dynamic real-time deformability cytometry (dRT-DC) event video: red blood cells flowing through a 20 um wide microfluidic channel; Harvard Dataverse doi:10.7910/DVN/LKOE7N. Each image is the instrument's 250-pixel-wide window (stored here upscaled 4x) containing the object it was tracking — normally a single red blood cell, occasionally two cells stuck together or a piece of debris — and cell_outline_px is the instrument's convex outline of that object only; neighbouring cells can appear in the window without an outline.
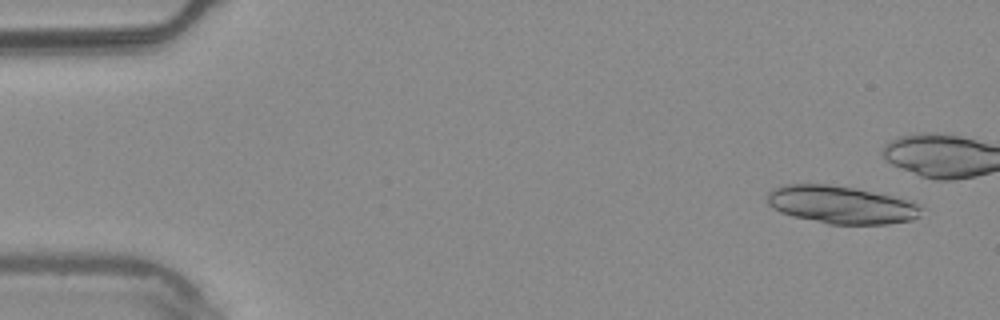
{"species": "common noctule bat (a hibernating species)", "species_latin": "Nyctalus noctula", "temperature_condition": "warm", "stored_images_in_passage": 5, "camera_frame_rate_fps": 3000, "um_per_image_px": 0.085, "animal": {"sex": "male", "body_mass_g": 20.4}, "frame": {"image": 1, "passage_image": 1, "time_ms": 0.0, "image_size_px": [1000, 320], "cell_outline_px": [[920, 216], [912, 220], [888, 224], [828, 224], [792, 216], [780, 212], [772, 208], [768, 204], [768, 192], [772, 188], [788, 184], [828, 184], [856, 188], [892, 196], [916, 204], [920, 208]], "centroid_in_image_um": [71.44, 17.41], "position_along_channel_um": 13.6, "area_um2": 33.7}}